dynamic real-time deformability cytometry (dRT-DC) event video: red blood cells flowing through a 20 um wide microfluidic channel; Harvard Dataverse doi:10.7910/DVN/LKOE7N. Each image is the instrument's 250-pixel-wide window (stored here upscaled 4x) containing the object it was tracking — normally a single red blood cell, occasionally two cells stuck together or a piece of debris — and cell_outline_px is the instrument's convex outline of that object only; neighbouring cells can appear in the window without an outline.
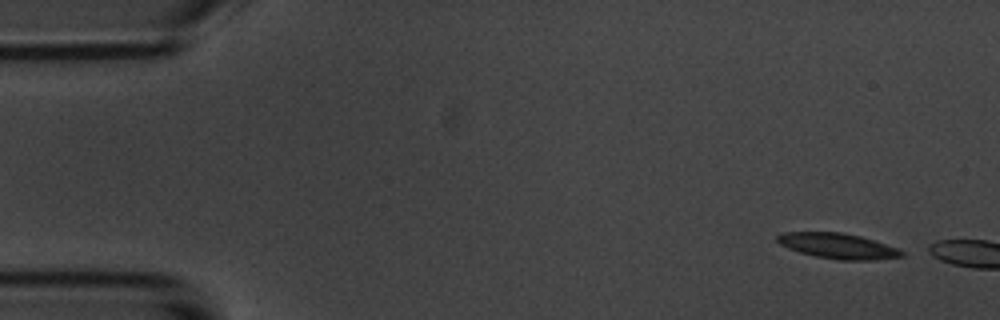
{"species": "common noctule bat (a hibernating species)", "species_latin": "Nyctalus noctula", "temperature_condition": "room temperature", "stored_images_in_passage": 2, "camera_frame_rate_fps": 3000, "um_per_image_px": 0.085, "animal": {"sex": "male", "body_mass_g": 20.1, "forearm_length_mm": 53.5}, "frame": {"image": 1, "passage_image": 1, "time_ms": 0.0, "image_size_px": [1000, 320], "cell_outline_px": [[904, 256], [872, 260], [840, 260], [816, 256], [800, 252], [788, 248], [780, 244], [776, 240], [776, 236], [784, 232], [844, 232], [860, 236], [896, 248], [904, 252]], "centroid_in_image_um": [71.19, 20.9], "position_along_channel_um": 13.8, "area_um2": 18.21}}